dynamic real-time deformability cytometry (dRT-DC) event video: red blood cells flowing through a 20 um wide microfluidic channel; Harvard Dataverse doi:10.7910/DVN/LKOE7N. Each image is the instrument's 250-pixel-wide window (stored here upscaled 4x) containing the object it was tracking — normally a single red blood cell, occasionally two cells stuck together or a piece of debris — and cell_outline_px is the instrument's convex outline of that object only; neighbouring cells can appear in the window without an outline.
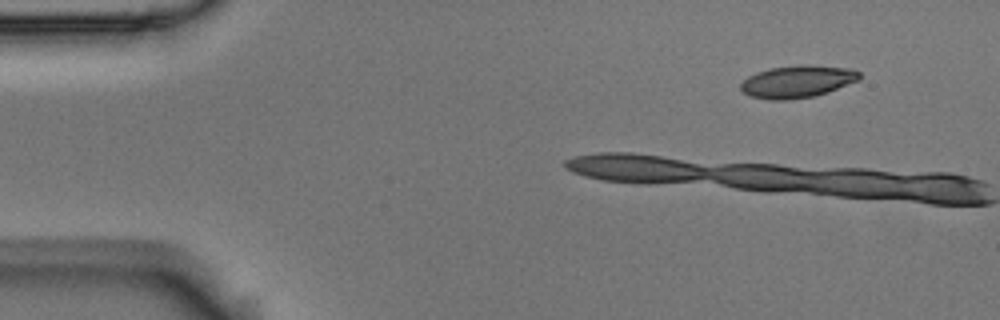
{"species": "Egyptian fruit bat (a non-hibernating species)", "species_latin": "Rousettus aegyptiacus", "temperature_condition": "room temperature", "stored_images_in_passage": 5, "camera_frame_rate_fps": 3000, "um_per_image_px": 0.085, "animal": {"sex": "male"}, "frame": {"image": 1, "passage_image": 1, "time_ms": 0.0, "image_size_px": [1000, 320], "cell_outline_px": [[860, 80], [828, 92], [812, 96], [788, 100], [772, 100], [752, 96], [744, 92], [740, 88], [740, 84], [748, 76], [756, 72], [768, 68], [800, 64], [808, 64], [848, 68], [860, 72]], "centroid_in_image_um": [67.78, 6.91], "position_along_channel_um": 17.2, "area_um2": 22.43}}